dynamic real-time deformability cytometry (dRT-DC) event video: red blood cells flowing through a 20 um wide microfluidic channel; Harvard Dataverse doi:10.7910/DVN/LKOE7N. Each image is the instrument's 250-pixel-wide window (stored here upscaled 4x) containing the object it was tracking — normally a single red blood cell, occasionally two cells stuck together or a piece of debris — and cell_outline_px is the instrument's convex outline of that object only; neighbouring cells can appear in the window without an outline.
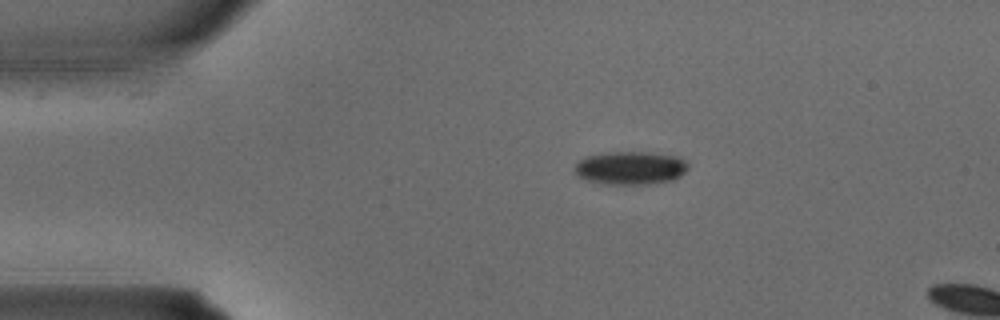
{"species": "common noctule bat (a hibernating species)", "species_latin": "Nyctalus noctula", "temperature_condition": "warm", "stored_images_in_passage": 2, "camera_frame_rate_fps": 3000, "um_per_image_px": 0.085, "animal": {"sex": "male", "body_mass_g": 15.6}, "frame": {"image": 1, "passage_image": 1, "time_ms": 0.0, "image_size_px": [1000, 320], "cell_outline_px": [[688, 168], [680, 176], [672, 180], [652, 184], [604, 184], [584, 180], [576, 176], [572, 172], [572, 168], [580, 160], [588, 156], [608, 152], [652, 152], [676, 156], [684, 160], [688, 164]], "centroid_in_image_um": [53.54, 14.28], "position_along_channel_um": 31.5, "area_um2": 22.25}}